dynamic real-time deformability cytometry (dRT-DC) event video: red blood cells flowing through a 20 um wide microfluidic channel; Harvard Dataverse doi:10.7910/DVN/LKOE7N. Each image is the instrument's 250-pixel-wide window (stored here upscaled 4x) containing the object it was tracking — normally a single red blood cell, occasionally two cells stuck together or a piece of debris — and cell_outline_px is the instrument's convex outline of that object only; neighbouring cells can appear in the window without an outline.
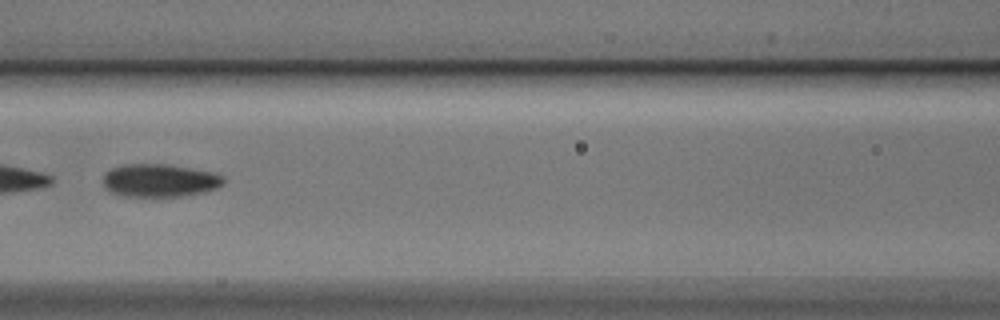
{"species": "Egyptian fruit bat (a non-hibernating species)", "species_latin": "Rousettus aegyptiacus", "temperature_condition": "cold", "stored_images_in_passage": 48, "camera_frame_rate_fps": 3000, "um_per_image_px": 0.085, "animal": {"sex": "male"}, "frame": {"image": 1, "passage_image": 19, "time_ms": 6.0, "image_size_px": [1000, 320], "cell_outline_px": [[224, 184], [208, 192], [180, 196], [124, 196], [108, 192], [104, 188], [104, 172], [112, 168], [124, 164], [168, 164], [216, 172], [224, 176]], "centroid_in_image_um": [13.59, 15.33], "position_along_channel_um": 153.0, "area_um2": 23.52}}
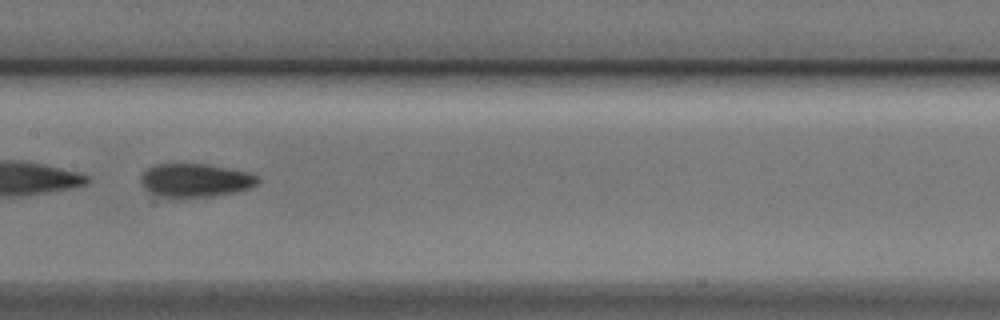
{"frame": {"image": 2, "passage_image": 22, "time_ms": 7.0, "image_size_px": [1000, 320], "cell_outline_px": [[260, 180], [252, 188], [236, 192], [212, 196], [172, 200], [148, 192], [144, 188], [140, 180], [140, 176], [148, 168], [156, 164], [208, 164], [248, 172], [256, 176]], "centroid_in_image_um": [16.57, 15.36], "position_along_channel_um": 190.8, "area_um2": 23.35}}
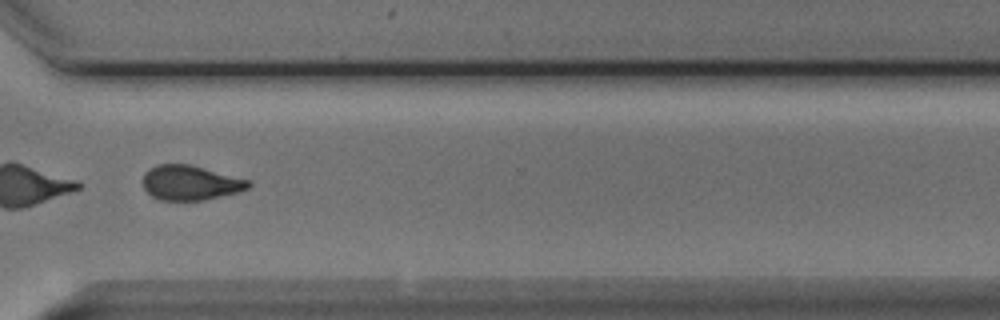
{"frame": {"image": 3, "passage_image": 35, "time_ms": 11.333, "image_size_px": [1000, 320], "cell_outline_px": [[252, 184], [248, 188], [240, 192], [204, 200], [160, 200], [152, 196], [144, 188], [144, 172], [156, 164], [188, 164], [248, 180]], "centroid_in_image_um": [16.17, 15.54], "position_along_channel_um": 354.4, "area_um2": 21.15}, "authors_computed_cell_mechanics": {"area_um2": 24.4783, "velocity_mm_per_s": 3.7816, "shape_relaxation_time_tau1_ms": 2.5981, "shape_relaxation_time_tau2_ms": 3.556, "deformation_change_tau1": 0.1106, "deformation_change_tau2": 0.0871}}